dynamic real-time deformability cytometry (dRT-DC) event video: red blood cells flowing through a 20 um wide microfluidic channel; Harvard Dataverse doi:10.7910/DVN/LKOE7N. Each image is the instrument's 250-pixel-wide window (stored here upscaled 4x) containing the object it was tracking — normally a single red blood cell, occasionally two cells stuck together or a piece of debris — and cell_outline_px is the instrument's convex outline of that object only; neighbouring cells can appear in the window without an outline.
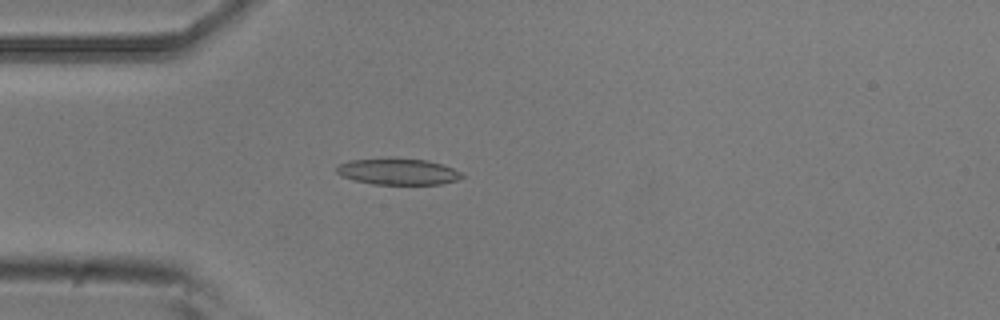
{"species": "common noctule bat (a hibernating species)", "species_latin": "Nyctalus noctula", "temperature_condition": "room temperature", "stored_images_in_passage": 4, "camera_frame_rate_fps": 3000, "um_per_image_px": 0.085, "animal": {"sex": "male", "body_mass_g": 20.5, "forearm_length_mm": 52.5}, "frame": {"image": 1, "passage_image": 4, "time_ms": 1.0, "image_size_px": [1000, 320], "cell_outline_px": [[464, 176], [456, 180], [440, 184], [372, 184], [356, 180], [344, 176], [336, 172], [336, 168], [340, 164], [348, 160], [428, 160], [452, 168], [460, 172]], "centroid_in_image_um": [33.85, 14.61], "position_along_channel_um": 51.2, "area_um2": 18.32}}